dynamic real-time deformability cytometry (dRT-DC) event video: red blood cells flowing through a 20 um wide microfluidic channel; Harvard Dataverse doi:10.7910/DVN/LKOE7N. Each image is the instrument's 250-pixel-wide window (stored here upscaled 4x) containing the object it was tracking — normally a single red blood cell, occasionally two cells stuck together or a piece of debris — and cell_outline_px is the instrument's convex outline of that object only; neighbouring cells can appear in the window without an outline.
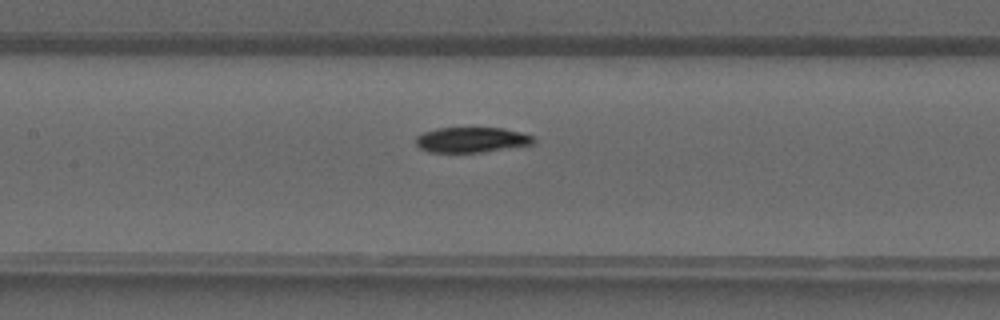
{"species": "common noctule bat (a hibernating species)", "species_latin": "Nyctalus noctula", "temperature_condition": "warm", "stored_images_in_passage": 30, "camera_frame_rate_fps": 3000, "um_per_image_px": 0.085, "animal": {"sex": "male", "forearm_length_mm": 52.5}, "frame": {"image": 1, "passage_image": 9, "time_ms": 2.667, "image_size_px": [1000, 320], "cell_outline_px": [[536, 140], [532, 144], [480, 152], [428, 152], [420, 148], [416, 144], [416, 136], [424, 132], [436, 128], [504, 128], [520, 132], [532, 136]], "centroid_in_image_um": [40.05, 11.88], "position_along_channel_um": 167.4, "area_um2": 17.17}}
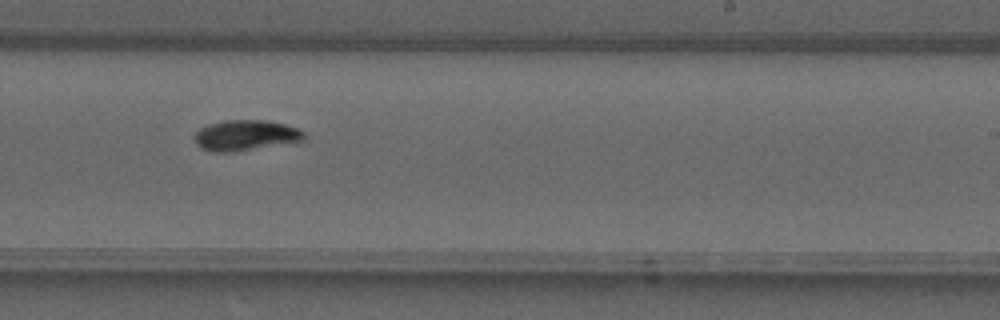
{"frame": {"image": 2, "passage_image": 15, "time_ms": 4.667, "image_size_px": [1000, 320], "cell_outline_px": [[304, 140], [232, 152], [212, 152], [200, 148], [196, 144], [192, 136], [200, 128], [208, 124], [224, 120], [264, 120], [284, 124], [296, 128], [304, 132]], "centroid_in_image_um": [20.79, 11.5], "position_along_channel_um": 268.2, "area_um2": 19.42}}
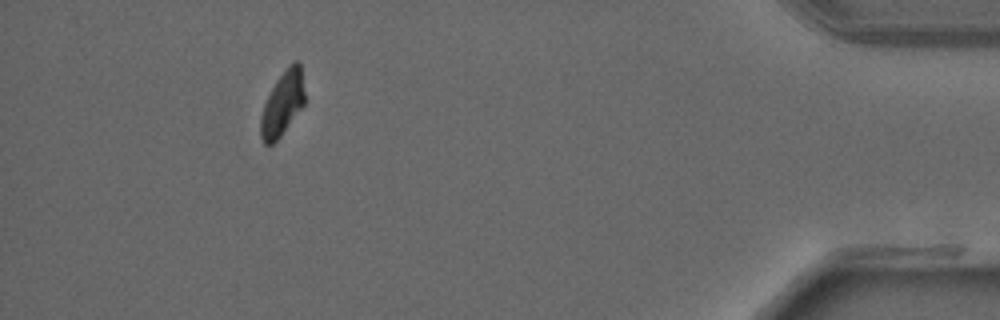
{"frame": {"image": 3, "passage_image": 27, "time_ms": 8.667, "image_size_px": [1000, 320], "cell_outline_px": [[304, 104], [280, 136], [272, 144], [264, 144], [260, 136], [260, 116], [264, 104], [276, 80], [288, 64], [296, 60], [300, 64], [304, 92]], "centroid_in_image_um": [23.99, 8.79], "position_along_channel_um": 411.2, "area_um2": 16.24}}